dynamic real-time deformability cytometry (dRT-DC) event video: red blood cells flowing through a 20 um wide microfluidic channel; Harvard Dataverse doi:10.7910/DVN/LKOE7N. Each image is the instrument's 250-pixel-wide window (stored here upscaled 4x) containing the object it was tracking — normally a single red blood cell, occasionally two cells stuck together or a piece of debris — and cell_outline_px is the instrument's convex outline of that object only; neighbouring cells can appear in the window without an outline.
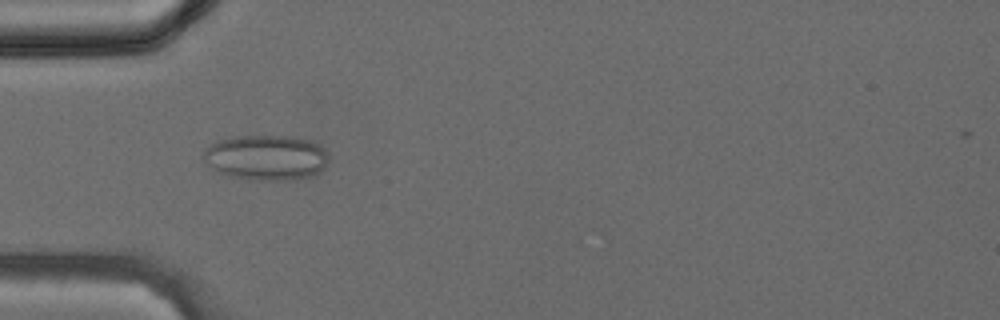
{"species": "common noctule bat (a hibernating species)", "species_latin": "Nyctalus noctula", "temperature_condition": "cold", "stored_images_in_passage": 39, "camera_frame_rate_fps": 3000, "um_per_image_px": 0.085, "animal": {"sex": "female", "body_mass_g": 24.6, "forearm_length_mm": 56.2}, "frame": {"image": 1, "passage_image": 12, "time_ms": 3.667, "image_size_px": [1000, 320], "cell_outline_px": [[328, 160], [324, 168], [320, 172], [312, 176], [292, 180], [248, 180], [228, 176], [216, 172], [204, 160], [204, 148], [220, 140], [236, 136], [296, 136], [312, 140], [320, 144], [324, 148], [328, 156]], "centroid_in_image_um": [22.66, 13.4], "position_along_channel_um": 62.3, "area_um2": 33.52}}